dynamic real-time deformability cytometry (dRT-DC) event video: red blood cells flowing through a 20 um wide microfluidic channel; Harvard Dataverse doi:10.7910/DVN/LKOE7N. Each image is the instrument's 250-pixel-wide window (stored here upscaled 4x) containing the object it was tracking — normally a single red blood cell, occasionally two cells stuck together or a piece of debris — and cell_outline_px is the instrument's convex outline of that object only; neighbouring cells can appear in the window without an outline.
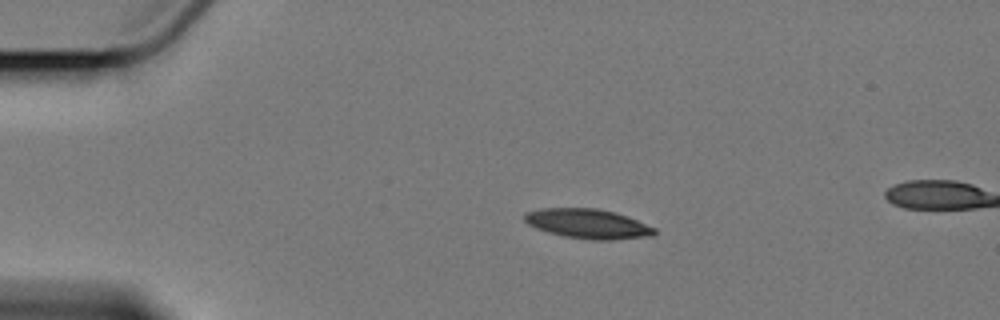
{"species": "Egyptian fruit bat (a non-hibernating species)", "species_latin": "Rousettus aegyptiacus", "temperature_condition": "cold", "stored_images_in_passage": 10, "camera_frame_rate_fps": 3000, "um_per_image_px": 0.085, "animal": {"sex": "female"}, "frame": {"image": 1, "passage_image": 2, "time_ms": 1.333, "image_size_px": [1000, 320], "cell_outline_px": [[656, 232], [652, 236], [612, 240], [592, 240], [564, 236], [548, 232], [536, 228], [528, 224], [524, 220], [524, 212], [540, 208], [596, 208], [616, 212], [628, 216], [656, 228]], "centroid_in_image_um": [49.97, 19.01], "position_along_channel_um": 35.0, "area_um2": 22.6}}
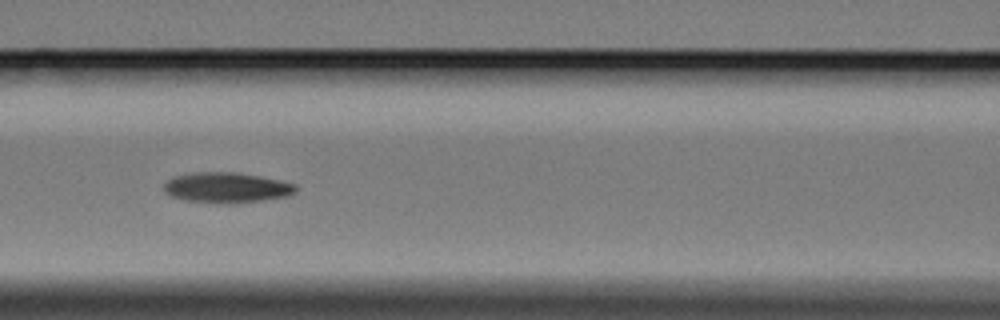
{"frame": {"image": 2, "passage_image": 6, "time_ms": 6.0, "image_size_px": [1000, 320], "cell_outline_px": [[296, 192], [288, 196], [264, 200], [232, 204], [224, 204], [184, 200], [172, 196], [164, 192], [164, 184], [168, 180], [176, 176], [196, 172], [232, 172], [260, 176], [296, 184]], "centroid_in_image_um": [19.27, 15.96], "position_along_channel_um": 147.3, "area_um2": 23.35}}
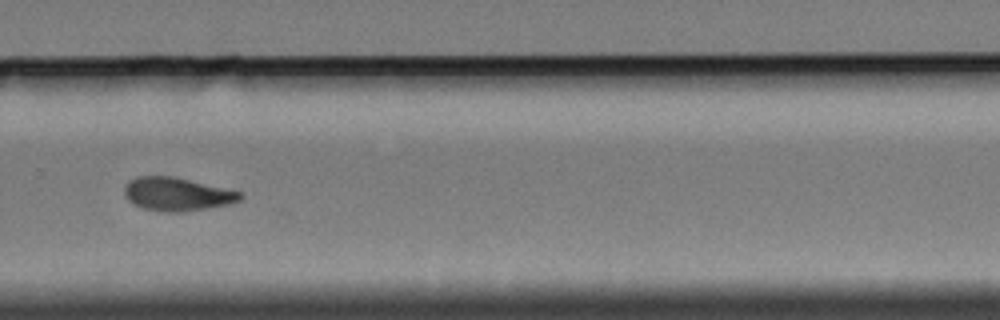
{"frame": {"image": 3, "passage_image": 10, "time_ms": 11.0, "image_size_px": [1000, 320], "cell_outline_px": [[244, 196], [240, 200], [232, 204], [184, 212], [164, 212], [144, 208], [132, 204], [128, 200], [124, 192], [124, 188], [128, 180], [136, 176], [172, 176], [244, 192]], "centroid_in_image_um": [15.07, 16.5], "position_along_channel_um": 314.7, "area_um2": 22.77}}